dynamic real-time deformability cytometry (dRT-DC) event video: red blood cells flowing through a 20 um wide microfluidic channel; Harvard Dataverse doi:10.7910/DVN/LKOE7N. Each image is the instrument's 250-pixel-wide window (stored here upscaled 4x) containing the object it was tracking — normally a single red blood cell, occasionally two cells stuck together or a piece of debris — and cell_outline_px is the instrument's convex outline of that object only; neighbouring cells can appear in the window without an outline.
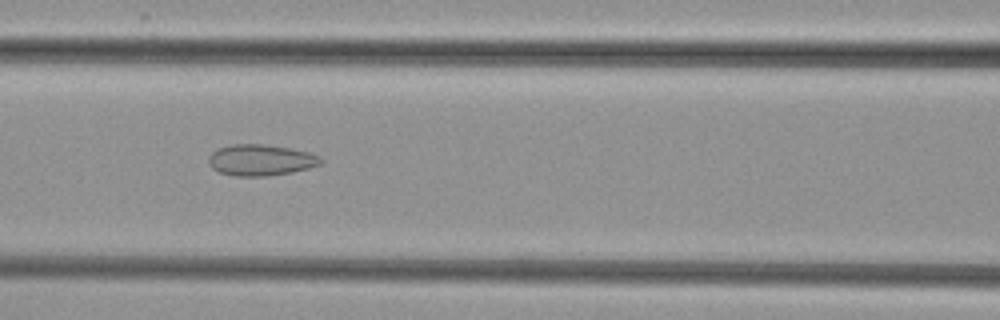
{"species": "common noctule bat (a hibernating species)", "species_latin": "Nyctalus noctula", "temperature_condition": "cold", "stored_images_in_passage": 53, "camera_frame_rate_fps": 3000, "um_per_image_px": 0.085, "animal": {"sex": "female", "body_mass_g": 29.2, "forearm_length_mm": 56.3}, "frame": {"image": 1, "passage_image": 24, "time_ms": 7.667, "image_size_px": [1000, 320], "cell_outline_px": [[324, 160], [320, 164], [308, 168], [292, 172], [264, 176], [236, 176], [220, 172], [212, 168], [208, 164], [208, 156], [216, 148], [232, 144], [264, 144], [292, 148], [308, 152], [320, 156]], "centroid_in_image_um": [22.14, 13.59], "position_along_channel_um": 144.5, "area_um2": 20.52}}
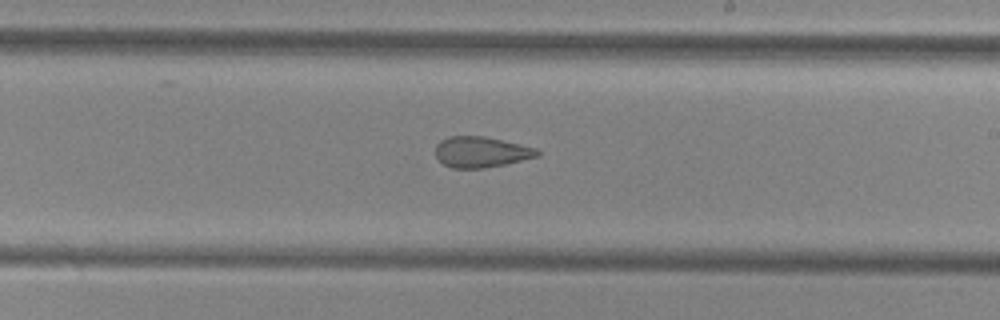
{"frame": {"image": 2, "passage_image": 32, "time_ms": 10.333, "image_size_px": [1000, 320], "cell_outline_px": [[540, 156], [504, 164], [484, 168], [452, 168], [444, 164], [436, 156], [436, 144], [440, 140], [448, 136], [484, 136], [520, 144], [536, 148], [540, 152]], "centroid_in_image_um": [40.89, 12.91], "position_along_channel_um": 248.1, "area_um2": 18.21}}
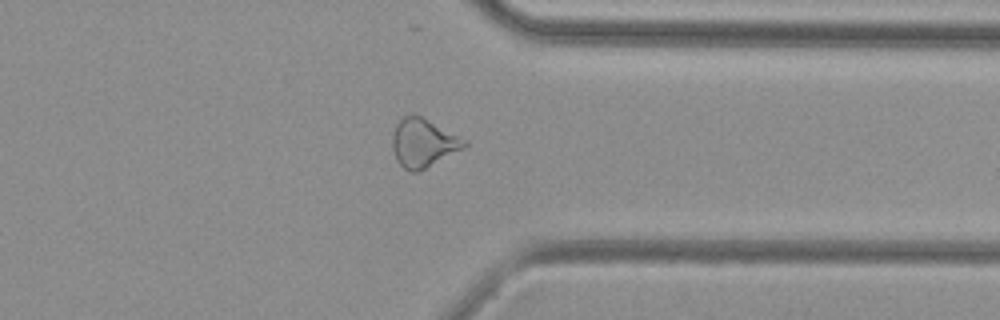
{"frame": {"image": 3, "passage_image": 42, "time_ms": 13.667, "image_size_px": [1000, 320], "cell_outline_px": [[468, 144], [464, 148], [416, 172], [408, 172], [396, 160], [392, 148], [392, 136], [396, 124], [404, 116], [420, 116], [468, 140]], "centroid_in_image_um": [35.97, 12.16], "position_along_channel_um": 375.4, "area_um2": 20.0}}